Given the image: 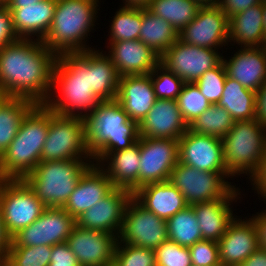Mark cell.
I'll return each mask as SVG.
<instances>
[{
    "label": "cell",
    "instance_id": "cell-6",
    "mask_svg": "<svg viewBox=\"0 0 266 266\" xmlns=\"http://www.w3.org/2000/svg\"><path fill=\"white\" fill-rule=\"evenodd\" d=\"M93 163L90 159L40 162L23 180L46 207H63Z\"/></svg>",
    "mask_w": 266,
    "mask_h": 266
},
{
    "label": "cell",
    "instance_id": "cell-45",
    "mask_svg": "<svg viewBox=\"0 0 266 266\" xmlns=\"http://www.w3.org/2000/svg\"><path fill=\"white\" fill-rule=\"evenodd\" d=\"M49 266H80L66 242L52 246Z\"/></svg>",
    "mask_w": 266,
    "mask_h": 266
},
{
    "label": "cell",
    "instance_id": "cell-39",
    "mask_svg": "<svg viewBox=\"0 0 266 266\" xmlns=\"http://www.w3.org/2000/svg\"><path fill=\"white\" fill-rule=\"evenodd\" d=\"M156 99L177 100L184 81L160 63L150 73Z\"/></svg>",
    "mask_w": 266,
    "mask_h": 266
},
{
    "label": "cell",
    "instance_id": "cell-44",
    "mask_svg": "<svg viewBox=\"0 0 266 266\" xmlns=\"http://www.w3.org/2000/svg\"><path fill=\"white\" fill-rule=\"evenodd\" d=\"M188 248L192 264L196 266H221L218 242L200 240Z\"/></svg>",
    "mask_w": 266,
    "mask_h": 266
},
{
    "label": "cell",
    "instance_id": "cell-5",
    "mask_svg": "<svg viewBox=\"0 0 266 266\" xmlns=\"http://www.w3.org/2000/svg\"><path fill=\"white\" fill-rule=\"evenodd\" d=\"M99 4V0H57L44 45L57 56L93 49L86 41L96 26Z\"/></svg>",
    "mask_w": 266,
    "mask_h": 266
},
{
    "label": "cell",
    "instance_id": "cell-11",
    "mask_svg": "<svg viewBox=\"0 0 266 266\" xmlns=\"http://www.w3.org/2000/svg\"><path fill=\"white\" fill-rule=\"evenodd\" d=\"M117 239V243L156 250L168 239L166 220L150 212L132 196L125 207Z\"/></svg>",
    "mask_w": 266,
    "mask_h": 266
},
{
    "label": "cell",
    "instance_id": "cell-52",
    "mask_svg": "<svg viewBox=\"0 0 266 266\" xmlns=\"http://www.w3.org/2000/svg\"><path fill=\"white\" fill-rule=\"evenodd\" d=\"M11 245V237L7 234L2 221V213L0 207V257L8 256Z\"/></svg>",
    "mask_w": 266,
    "mask_h": 266
},
{
    "label": "cell",
    "instance_id": "cell-24",
    "mask_svg": "<svg viewBox=\"0 0 266 266\" xmlns=\"http://www.w3.org/2000/svg\"><path fill=\"white\" fill-rule=\"evenodd\" d=\"M228 77L237 80L245 88L257 92L266 82V49L240 47L231 58L222 57Z\"/></svg>",
    "mask_w": 266,
    "mask_h": 266
},
{
    "label": "cell",
    "instance_id": "cell-28",
    "mask_svg": "<svg viewBox=\"0 0 266 266\" xmlns=\"http://www.w3.org/2000/svg\"><path fill=\"white\" fill-rule=\"evenodd\" d=\"M132 196L150 212L166 221L189 206L182 193L169 181L143 185Z\"/></svg>",
    "mask_w": 266,
    "mask_h": 266
},
{
    "label": "cell",
    "instance_id": "cell-29",
    "mask_svg": "<svg viewBox=\"0 0 266 266\" xmlns=\"http://www.w3.org/2000/svg\"><path fill=\"white\" fill-rule=\"evenodd\" d=\"M229 42L239 47L265 46L262 3L229 18Z\"/></svg>",
    "mask_w": 266,
    "mask_h": 266
},
{
    "label": "cell",
    "instance_id": "cell-21",
    "mask_svg": "<svg viewBox=\"0 0 266 266\" xmlns=\"http://www.w3.org/2000/svg\"><path fill=\"white\" fill-rule=\"evenodd\" d=\"M139 136L179 140L188 130L177 100L156 99L153 107L138 124Z\"/></svg>",
    "mask_w": 266,
    "mask_h": 266
},
{
    "label": "cell",
    "instance_id": "cell-50",
    "mask_svg": "<svg viewBox=\"0 0 266 266\" xmlns=\"http://www.w3.org/2000/svg\"><path fill=\"white\" fill-rule=\"evenodd\" d=\"M256 97L257 119L266 127V82L258 89L256 92Z\"/></svg>",
    "mask_w": 266,
    "mask_h": 266
},
{
    "label": "cell",
    "instance_id": "cell-15",
    "mask_svg": "<svg viewBox=\"0 0 266 266\" xmlns=\"http://www.w3.org/2000/svg\"><path fill=\"white\" fill-rule=\"evenodd\" d=\"M185 43L219 49L229 43V18L216 4L201 6L196 17L178 34ZM219 47V48H218Z\"/></svg>",
    "mask_w": 266,
    "mask_h": 266
},
{
    "label": "cell",
    "instance_id": "cell-1",
    "mask_svg": "<svg viewBox=\"0 0 266 266\" xmlns=\"http://www.w3.org/2000/svg\"><path fill=\"white\" fill-rule=\"evenodd\" d=\"M57 55L41 40L22 39L0 49V96L45 104L52 89Z\"/></svg>",
    "mask_w": 266,
    "mask_h": 266
},
{
    "label": "cell",
    "instance_id": "cell-25",
    "mask_svg": "<svg viewBox=\"0 0 266 266\" xmlns=\"http://www.w3.org/2000/svg\"><path fill=\"white\" fill-rule=\"evenodd\" d=\"M116 100L130 119L139 124L156 101L150 74L121 76Z\"/></svg>",
    "mask_w": 266,
    "mask_h": 266
},
{
    "label": "cell",
    "instance_id": "cell-48",
    "mask_svg": "<svg viewBox=\"0 0 266 266\" xmlns=\"http://www.w3.org/2000/svg\"><path fill=\"white\" fill-rule=\"evenodd\" d=\"M250 182L253 185V190L257 191V194H260L264 200L266 201V150L264 152L263 157L261 158L260 164L258 166V170L252 175Z\"/></svg>",
    "mask_w": 266,
    "mask_h": 266
},
{
    "label": "cell",
    "instance_id": "cell-33",
    "mask_svg": "<svg viewBox=\"0 0 266 266\" xmlns=\"http://www.w3.org/2000/svg\"><path fill=\"white\" fill-rule=\"evenodd\" d=\"M93 47L94 93L102 101L116 100L120 75L110 57Z\"/></svg>",
    "mask_w": 266,
    "mask_h": 266
},
{
    "label": "cell",
    "instance_id": "cell-23",
    "mask_svg": "<svg viewBox=\"0 0 266 266\" xmlns=\"http://www.w3.org/2000/svg\"><path fill=\"white\" fill-rule=\"evenodd\" d=\"M239 188L234 187L224 198L211 202L195 203L193 207L203 240H218L226 233L228 225L235 219L232 202L241 197Z\"/></svg>",
    "mask_w": 266,
    "mask_h": 266
},
{
    "label": "cell",
    "instance_id": "cell-32",
    "mask_svg": "<svg viewBox=\"0 0 266 266\" xmlns=\"http://www.w3.org/2000/svg\"><path fill=\"white\" fill-rule=\"evenodd\" d=\"M34 105L28 99L0 96V159L17 135L24 116Z\"/></svg>",
    "mask_w": 266,
    "mask_h": 266
},
{
    "label": "cell",
    "instance_id": "cell-38",
    "mask_svg": "<svg viewBox=\"0 0 266 266\" xmlns=\"http://www.w3.org/2000/svg\"><path fill=\"white\" fill-rule=\"evenodd\" d=\"M177 103L187 125L212 105L195 83H184Z\"/></svg>",
    "mask_w": 266,
    "mask_h": 266
},
{
    "label": "cell",
    "instance_id": "cell-58",
    "mask_svg": "<svg viewBox=\"0 0 266 266\" xmlns=\"http://www.w3.org/2000/svg\"><path fill=\"white\" fill-rule=\"evenodd\" d=\"M8 0H0V4H5Z\"/></svg>",
    "mask_w": 266,
    "mask_h": 266
},
{
    "label": "cell",
    "instance_id": "cell-7",
    "mask_svg": "<svg viewBox=\"0 0 266 266\" xmlns=\"http://www.w3.org/2000/svg\"><path fill=\"white\" fill-rule=\"evenodd\" d=\"M222 143L227 172L251 178L266 150V127L258 119L234 121Z\"/></svg>",
    "mask_w": 266,
    "mask_h": 266
},
{
    "label": "cell",
    "instance_id": "cell-22",
    "mask_svg": "<svg viewBox=\"0 0 266 266\" xmlns=\"http://www.w3.org/2000/svg\"><path fill=\"white\" fill-rule=\"evenodd\" d=\"M107 48L120 76L148 75L160 63V56L140 39L112 42Z\"/></svg>",
    "mask_w": 266,
    "mask_h": 266
},
{
    "label": "cell",
    "instance_id": "cell-10",
    "mask_svg": "<svg viewBox=\"0 0 266 266\" xmlns=\"http://www.w3.org/2000/svg\"><path fill=\"white\" fill-rule=\"evenodd\" d=\"M233 178L228 172L201 171L192 166L177 163L168 181L184 196L188 205L224 198L235 186L228 182Z\"/></svg>",
    "mask_w": 266,
    "mask_h": 266
},
{
    "label": "cell",
    "instance_id": "cell-34",
    "mask_svg": "<svg viewBox=\"0 0 266 266\" xmlns=\"http://www.w3.org/2000/svg\"><path fill=\"white\" fill-rule=\"evenodd\" d=\"M200 7L193 0H152L146 9L167 20L180 33L196 17Z\"/></svg>",
    "mask_w": 266,
    "mask_h": 266
},
{
    "label": "cell",
    "instance_id": "cell-41",
    "mask_svg": "<svg viewBox=\"0 0 266 266\" xmlns=\"http://www.w3.org/2000/svg\"><path fill=\"white\" fill-rule=\"evenodd\" d=\"M52 246H10L8 257L17 266H49Z\"/></svg>",
    "mask_w": 266,
    "mask_h": 266
},
{
    "label": "cell",
    "instance_id": "cell-42",
    "mask_svg": "<svg viewBox=\"0 0 266 266\" xmlns=\"http://www.w3.org/2000/svg\"><path fill=\"white\" fill-rule=\"evenodd\" d=\"M226 76L225 66L221 62L217 67L206 71L195 84L209 103L217 104L224 90Z\"/></svg>",
    "mask_w": 266,
    "mask_h": 266
},
{
    "label": "cell",
    "instance_id": "cell-46",
    "mask_svg": "<svg viewBox=\"0 0 266 266\" xmlns=\"http://www.w3.org/2000/svg\"><path fill=\"white\" fill-rule=\"evenodd\" d=\"M18 39L12 26L11 12L4 4H0V49Z\"/></svg>",
    "mask_w": 266,
    "mask_h": 266
},
{
    "label": "cell",
    "instance_id": "cell-17",
    "mask_svg": "<svg viewBox=\"0 0 266 266\" xmlns=\"http://www.w3.org/2000/svg\"><path fill=\"white\" fill-rule=\"evenodd\" d=\"M178 142L179 163L201 171L227 172L222 139L193 133L188 129Z\"/></svg>",
    "mask_w": 266,
    "mask_h": 266
},
{
    "label": "cell",
    "instance_id": "cell-2",
    "mask_svg": "<svg viewBox=\"0 0 266 266\" xmlns=\"http://www.w3.org/2000/svg\"><path fill=\"white\" fill-rule=\"evenodd\" d=\"M101 101L94 93L93 49L58 55L45 104L57 115L84 119Z\"/></svg>",
    "mask_w": 266,
    "mask_h": 266
},
{
    "label": "cell",
    "instance_id": "cell-20",
    "mask_svg": "<svg viewBox=\"0 0 266 266\" xmlns=\"http://www.w3.org/2000/svg\"><path fill=\"white\" fill-rule=\"evenodd\" d=\"M114 189V185L105 172L93 163L81 175L63 208L76 219Z\"/></svg>",
    "mask_w": 266,
    "mask_h": 266
},
{
    "label": "cell",
    "instance_id": "cell-47",
    "mask_svg": "<svg viewBox=\"0 0 266 266\" xmlns=\"http://www.w3.org/2000/svg\"><path fill=\"white\" fill-rule=\"evenodd\" d=\"M261 3L262 0H217V5L224 11L228 18Z\"/></svg>",
    "mask_w": 266,
    "mask_h": 266
},
{
    "label": "cell",
    "instance_id": "cell-53",
    "mask_svg": "<svg viewBox=\"0 0 266 266\" xmlns=\"http://www.w3.org/2000/svg\"><path fill=\"white\" fill-rule=\"evenodd\" d=\"M42 0H8L4 5L6 8H21L23 5L35 4Z\"/></svg>",
    "mask_w": 266,
    "mask_h": 266
},
{
    "label": "cell",
    "instance_id": "cell-4",
    "mask_svg": "<svg viewBox=\"0 0 266 266\" xmlns=\"http://www.w3.org/2000/svg\"><path fill=\"white\" fill-rule=\"evenodd\" d=\"M51 109L35 104L24 116L17 135L2 153L0 179H24L40 162Z\"/></svg>",
    "mask_w": 266,
    "mask_h": 266
},
{
    "label": "cell",
    "instance_id": "cell-3",
    "mask_svg": "<svg viewBox=\"0 0 266 266\" xmlns=\"http://www.w3.org/2000/svg\"><path fill=\"white\" fill-rule=\"evenodd\" d=\"M87 147L97 164L108 152L130 148L139 126L117 100L101 101L84 119Z\"/></svg>",
    "mask_w": 266,
    "mask_h": 266
},
{
    "label": "cell",
    "instance_id": "cell-49",
    "mask_svg": "<svg viewBox=\"0 0 266 266\" xmlns=\"http://www.w3.org/2000/svg\"><path fill=\"white\" fill-rule=\"evenodd\" d=\"M250 219L256 227L259 248L266 250V209L252 215Z\"/></svg>",
    "mask_w": 266,
    "mask_h": 266
},
{
    "label": "cell",
    "instance_id": "cell-36",
    "mask_svg": "<svg viewBox=\"0 0 266 266\" xmlns=\"http://www.w3.org/2000/svg\"><path fill=\"white\" fill-rule=\"evenodd\" d=\"M234 120L221 106L212 104L188 125V129L197 134L222 139L233 127Z\"/></svg>",
    "mask_w": 266,
    "mask_h": 266
},
{
    "label": "cell",
    "instance_id": "cell-12",
    "mask_svg": "<svg viewBox=\"0 0 266 266\" xmlns=\"http://www.w3.org/2000/svg\"><path fill=\"white\" fill-rule=\"evenodd\" d=\"M217 49L198 47L178 40L160 56V64L185 83H195L217 67L223 55Z\"/></svg>",
    "mask_w": 266,
    "mask_h": 266
},
{
    "label": "cell",
    "instance_id": "cell-35",
    "mask_svg": "<svg viewBox=\"0 0 266 266\" xmlns=\"http://www.w3.org/2000/svg\"><path fill=\"white\" fill-rule=\"evenodd\" d=\"M168 239L184 247L203 240L192 206H187L167 221Z\"/></svg>",
    "mask_w": 266,
    "mask_h": 266
},
{
    "label": "cell",
    "instance_id": "cell-27",
    "mask_svg": "<svg viewBox=\"0 0 266 266\" xmlns=\"http://www.w3.org/2000/svg\"><path fill=\"white\" fill-rule=\"evenodd\" d=\"M56 4L57 0H42L21 8H7L18 38L31 39L36 36L37 40L42 41L51 26Z\"/></svg>",
    "mask_w": 266,
    "mask_h": 266
},
{
    "label": "cell",
    "instance_id": "cell-40",
    "mask_svg": "<svg viewBox=\"0 0 266 266\" xmlns=\"http://www.w3.org/2000/svg\"><path fill=\"white\" fill-rule=\"evenodd\" d=\"M112 266H156L155 250L116 243Z\"/></svg>",
    "mask_w": 266,
    "mask_h": 266
},
{
    "label": "cell",
    "instance_id": "cell-18",
    "mask_svg": "<svg viewBox=\"0 0 266 266\" xmlns=\"http://www.w3.org/2000/svg\"><path fill=\"white\" fill-rule=\"evenodd\" d=\"M131 197L130 191L115 188L109 195L98 201L95 206L76 218V225L111 233L118 238L123 224L124 210Z\"/></svg>",
    "mask_w": 266,
    "mask_h": 266
},
{
    "label": "cell",
    "instance_id": "cell-13",
    "mask_svg": "<svg viewBox=\"0 0 266 266\" xmlns=\"http://www.w3.org/2000/svg\"><path fill=\"white\" fill-rule=\"evenodd\" d=\"M76 225V219L63 207H46L31 225L11 237L10 246H53L66 242Z\"/></svg>",
    "mask_w": 266,
    "mask_h": 266
},
{
    "label": "cell",
    "instance_id": "cell-30",
    "mask_svg": "<svg viewBox=\"0 0 266 266\" xmlns=\"http://www.w3.org/2000/svg\"><path fill=\"white\" fill-rule=\"evenodd\" d=\"M217 105L223 107L234 121L257 119L256 92L245 88L231 77L226 76L224 90Z\"/></svg>",
    "mask_w": 266,
    "mask_h": 266
},
{
    "label": "cell",
    "instance_id": "cell-8",
    "mask_svg": "<svg viewBox=\"0 0 266 266\" xmlns=\"http://www.w3.org/2000/svg\"><path fill=\"white\" fill-rule=\"evenodd\" d=\"M68 159L93 160L87 147L84 120L79 117L57 115L51 110L41 162Z\"/></svg>",
    "mask_w": 266,
    "mask_h": 266
},
{
    "label": "cell",
    "instance_id": "cell-9",
    "mask_svg": "<svg viewBox=\"0 0 266 266\" xmlns=\"http://www.w3.org/2000/svg\"><path fill=\"white\" fill-rule=\"evenodd\" d=\"M0 207L10 237L34 223L46 208L23 179H0Z\"/></svg>",
    "mask_w": 266,
    "mask_h": 266
},
{
    "label": "cell",
    "instance_id": "cell-26",
    "mask_svg": "<svg viewBox=\"0 0 266 266\" xmlns=\"http://www.w3.org/2000/svg\"><path fill=\"white\" fill-rule=\"evenodd\" d=\"M97 165L105 172L115 188L126 189L133 194L139 188V139L130 148L108 152Z\"/></svg>",
    "mask_w": 266,
    "mask_h": 266
},
{
    "label": "cell",
    "instance_id": "cell-43",
    "mask_svg": "<svg viewBox=\"0 0 266 266\" xmlns=\"http://www.w3.org/2000/svg\"><path fill=\"white\" fill-rule=\"evenodd\" d=\"M155 254L156 266H191L192 264L189 248L169 239L155 250Z\"/></svg>",
    "mask_w": 266,
    "mask_h": 266
},
{
    "label": "cell",
    "instance_id": "cell-16",
    "mask_svg": "<svg viewBox=\"0 0 266 266\" xmlns=\"http://www.w3.org/2000/svg\"><path fill=\"white\" fill-rule=\"evenodd\" d=\"M117 237L75 225L66 240L80 266H112Z\"/></svg>",
    "mask_w": 266,
    "mask_h": 266
},
{
    "label": "cell",
    "instance_id": "cell-57",
    "mask_svg": "<svg viewBox=\"0 0 266 266\" xmlns=\"http://www.w3.org/2000/svg\"><path fill=\"white\" fill-rule=\"evenodd\" d=\"M262 11H263V29H264L265 44H266V3H262Z\"/></svg>",
    "mask_w": 266,
    "mask_h": 266
},
{
    "label": "cell",
    "instance_id": "cell-56",
    "mask_svg": "<svg viewBox=\"0 0 266 266\" xmlns=\"http://www.w3.org/2000/svg\"><path fill=\"white\" fill-rule=\"evenodd\" d=\"M193 1H196L200 6H211L217 4V0H193Z\"/></svg>",
    "mask_w": 266,
    "mask_h": 266
},
{
    "label": "cell",
    "instance_id": "cell-37",
    "mask_svg": "<svg viewBox=\"0 0 266 266\" xmlns=\"http://www.w3.org/2000/svg\"><path fill=\"white\" fill-rule=\"evenodd\" d=\"M111 21L109 45L117 41L137 40L142 26V8L122 6Z\"/></svg>",
    "mask_w": 266,
    "mask_h": 266
},
{
    "label": "cell",
    "instance_id": "cell-31",
    "mask_svg": "<svg viewBox=\"0 0 266 266\" xmlns=\"http://www.w3.org/2000/svg\"><path fill=\"white\" fill-rule=\"evenodd\" d=\"M178 34L167 20L152 14L146 8H142V26L139 39L159 56L178 40Z\"/></svg>",
    "mask_w": 266,
    "mask_h": 266
},
{
    "label": "cell",
    "instance_id": "cell-54",
    "mask_svg": "<svg viewBox=\"0 0 266 266\" xmlns=\"http://www.w3.org/2000/svg\"><path fill=\"white\" fill-rule=\"evenodd\" d=\"M124 5L128 7L146 8L152 0H123Z\"/></svg>",
    "mask_w": 266,
    "mask_h": 266
},
{
    "label": "cell",
    "instance_id": "cell-55",
    "mask_svg": "<svg viewBox=\"0 0 266 266\" xmlns=\"http://www.w3.org/2000/svg\"><path fill=\"white\" fill-rule=\"evenodd\" d=\"M0 266H17L8 256L0 257Z\"/></svg>",
    "mask_w": 266,
    "mask_h": 266
},
{
    "label": "cell",
    "instance_id": "cell-19",
    "mask_svg": "<svg viewBox=\"0 0 266 266\" xmlns=\"http://www.w3.org/2000/svg\"><path fill=\"white\" fill-rule=\"evenodd\" d=\"M237 217L236 215L226 233L218 240L221 266H239L259 247L253 221Z\"/></svg>",
    "mask_w": 266,
    "mask_h": 266
},
{
    "label": "cell",
    "instance_id": "cell-51",
    "mask_svg": "<svg viewBox=\"0 0 266 266\" xmlns=\"http://www.w3.org/2000/svg\"><path fill=\"white\" fill-rule=\"evenodd\" d=\"M239 266H266V250L258 247Z\"/></svg>",
    "mask_w": 266,
    "mask_h": 266
},
{
    "label": "cell",
    "instance_id": "cell-14",
    "mask_svg": "<svg viewBox=\"0 0 266 266\" xmlns=\"http://www.w3.org/2000/svg\"><path fill=\"white\" fill-rule=\"evenodd\" d=\"M139 147V188L149 183L168 181L179 162L178 140L139 136Z\"/></svg>",
    "mask_w": 266,
    "mask_h": 266
}]
</instances>
